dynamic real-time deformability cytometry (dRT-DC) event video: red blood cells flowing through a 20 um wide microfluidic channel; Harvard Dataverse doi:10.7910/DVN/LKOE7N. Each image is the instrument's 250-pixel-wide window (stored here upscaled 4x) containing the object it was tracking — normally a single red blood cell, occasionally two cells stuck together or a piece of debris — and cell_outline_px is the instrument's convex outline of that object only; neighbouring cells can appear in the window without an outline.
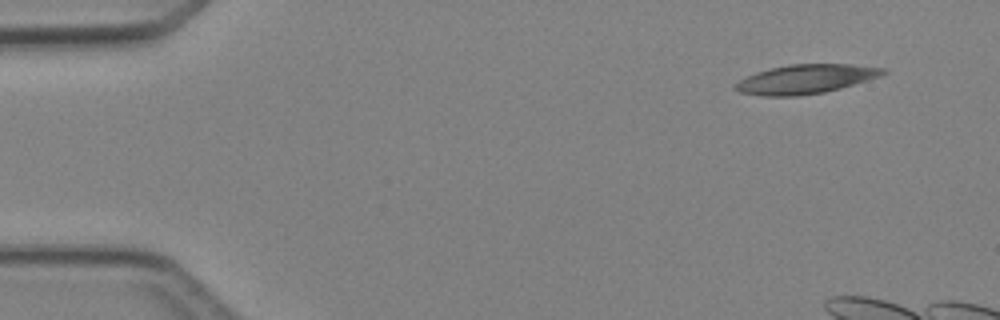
{"species": "Egyptian fruit bat (a non-hibernating species)", "species_latin": "Rousettus aegyptiacus", "temperature_condition": "cold", "stored_images_in_passage": 3, "camera_frame_rate_fps": 3000, "um_per_image_px": 0.085, "animal": {"sex": "female"}, "frame": {"image": 1, "passage_image": 1, "time_ms": 0.0, "image_size_px": [1000, 320], "cell_outline_px": [[888, 72], [880, 76], [840, 88], [824, 92], [800, 96], [760, 96], [740, 92], [732, 88], [732, 84], [756, 72], [788, 64], [852, 64], [884, 68]], "centroid_in_image_um": [68.44, 6.73], "position_along_channel_um": 16.6, "area_um2": 25.09}}